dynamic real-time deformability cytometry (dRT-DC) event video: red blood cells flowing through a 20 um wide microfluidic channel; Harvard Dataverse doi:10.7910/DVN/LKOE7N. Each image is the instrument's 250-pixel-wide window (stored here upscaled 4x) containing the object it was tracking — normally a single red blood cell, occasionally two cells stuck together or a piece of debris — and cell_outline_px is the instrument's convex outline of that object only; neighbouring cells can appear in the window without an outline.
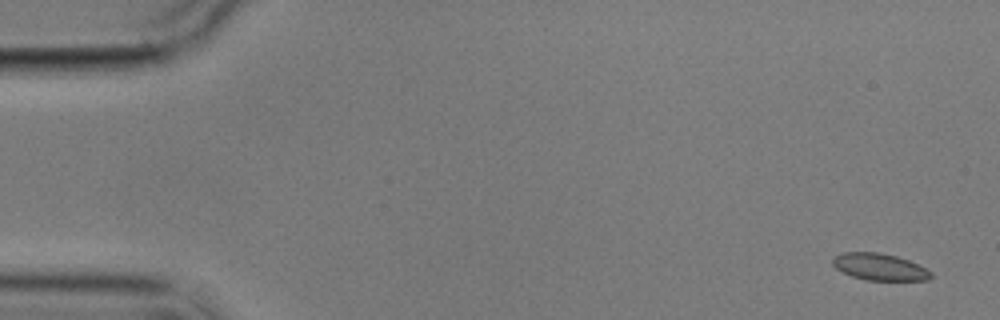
{"species": "common noctule bat (a hibernating species)", "species_latin": "Nyctalus noctula", "temperature_condition": "cold", "stored_images_in_passage": 5, "camera_frame_rate_fps": 3000, "um_per_image_px": 0.085, "animal": {"sex": "male", "body_mass_g": 17.9}, "frame": {"image": 1, "passage_image": 1, "time_ms": 0.0, "image_size_px": [1000, 320], "cell_outline_px": [[932, 276], [928, 280], [868, 280], [852, 276], [836, 268], [832, 264], [832, 260], [836, 256], [844, 252], [880, 252], [896, 256], [920, 264], [932, 272]], "centroid_in_image_um": [74.8, 22.68], "position_along_channel_um": 10.2, "area_um2": 15.32}}
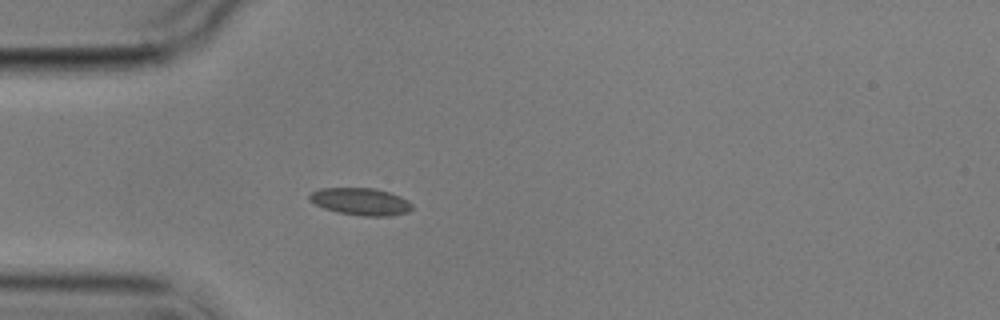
{"frame": {"image": 2, "passage_image": 5, "time_ms": 4.667, "image_size_px": [1000, 320], "cell_outline_px": [[412, 208], [408, 212], [392, 216], [360, 216], [336, 212], [324, 208], [308, 200], [308, 196], [312, 192], [320, 188], [372, 188], [388, 192], [400, 196], [408, 200], [412, 204]], "centroid_in_image_um": [30.65, 17.14], "position_along_channel_um": 54.3, "area_um2": 16.36}}